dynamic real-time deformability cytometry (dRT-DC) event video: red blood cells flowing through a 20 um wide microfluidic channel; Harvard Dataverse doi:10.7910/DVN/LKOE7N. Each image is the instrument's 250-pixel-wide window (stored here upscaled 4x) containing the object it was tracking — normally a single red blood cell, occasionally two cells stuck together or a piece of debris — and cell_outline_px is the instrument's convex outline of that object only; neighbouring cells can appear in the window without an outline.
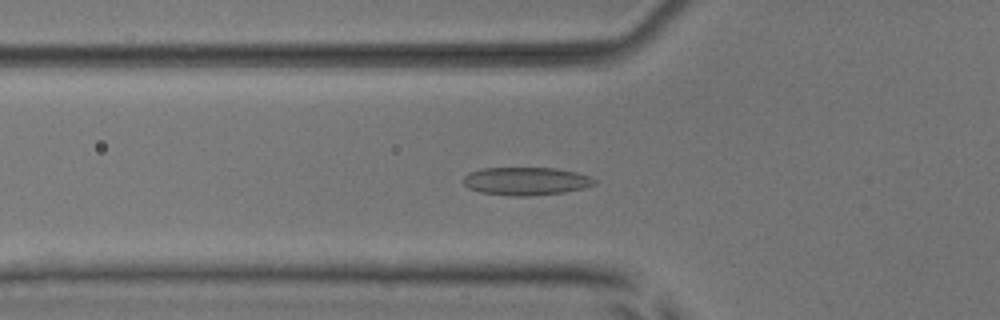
{"species": "common noctule bat (a hibernating species)", "species_latin": "Nyctalus noctula", "temperature_condition": "room temperature", "stored_images_in_passage": 46, "camera_frame_rate_fps": 3000, "um_per_image_px": 0.085, "animal": {"sex": "male", "body_mass_g": 17.9, "forearm_length_mm": 54.2}, "frame": {"image": 1, "passage_image": 14, "time_ms": 4.333, "image_size_px": [1000, 320], "cell_outline_px": [[596, 184], [584, 188], [564, 192], [528, 196], [508, 196], [480, 192], [468, 188], [464, 184], [464, 176], [468, 172], [480, 168], [556, 168], [576, 172], [592, 176], [596, 180]], "centroid_in_image_um": [44.71, 15.39], "position_along_channel_um": 81.1, "area_um2": 21.62}}
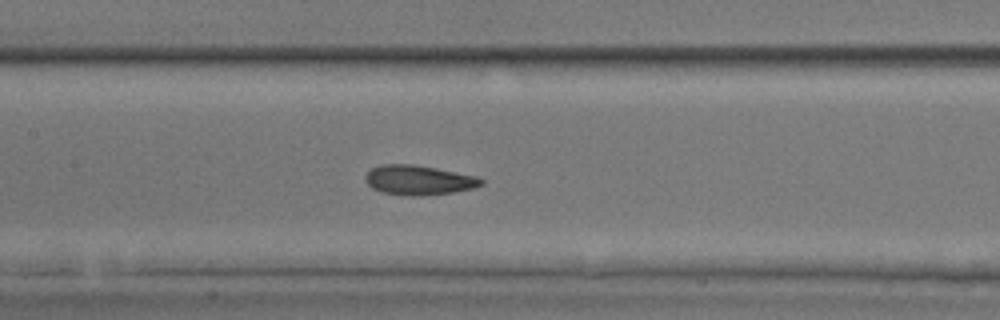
{"frame": {"image": 2, "passage_image": 21, "time_ms": 6.667, "image_size_px": [1000, 320], "cell_outline_px": [[484, 184], [472, 188], [452, 192], [420, 196], [404, 196], [380, 192], [372, 188], [364, 180], [364, 176], [372, 168], [380, 164], [412, 164], [436, 168], [476, 176], [484, 180]], "centroid_in_image_um": [35.54, 15.31], "position_along_channel_um": 171.9, "area_um2": 20.11}}
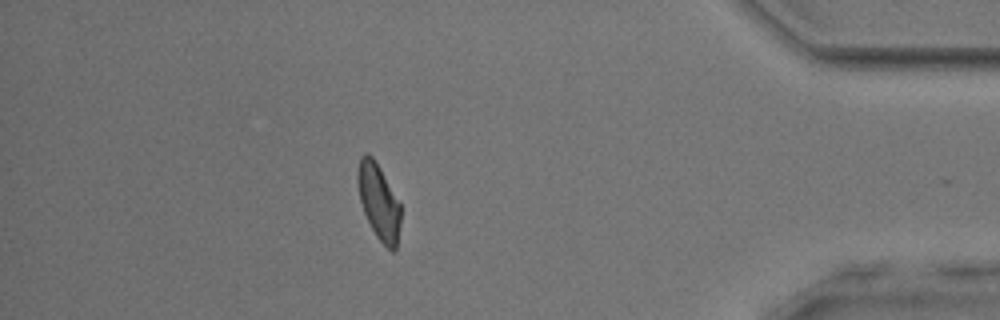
{"frame": {"image": 3, "passage_image": 42, "time_ms": 13.667, "image_size_px": [1000, 320], "cell_outline_px": [[400, 224], [396, 248], [392, 252], [376, 236], [364, 212], [360, 200], [356, 180], [356, 172], [360, 156], [364, 152], [368, 152], [372, 156], [380, 168], [400, 204]], "centroid_in_image_um": [32.16, 17.09], "position_along_channel_um": 403.0, "area_um2": 18.84}, "authors_computed_cell_mechanics": {"area_um2": 19.9699, "velocity_mm_per_s": 3.8835, "shape_relaxation_time_tau1_ms": 3.9128, "shape_relaxation_time_tau2_ms": 2.2118, "deformation_change_tau1": 0.1216, "deformation_change_tau2": 0.0812}}